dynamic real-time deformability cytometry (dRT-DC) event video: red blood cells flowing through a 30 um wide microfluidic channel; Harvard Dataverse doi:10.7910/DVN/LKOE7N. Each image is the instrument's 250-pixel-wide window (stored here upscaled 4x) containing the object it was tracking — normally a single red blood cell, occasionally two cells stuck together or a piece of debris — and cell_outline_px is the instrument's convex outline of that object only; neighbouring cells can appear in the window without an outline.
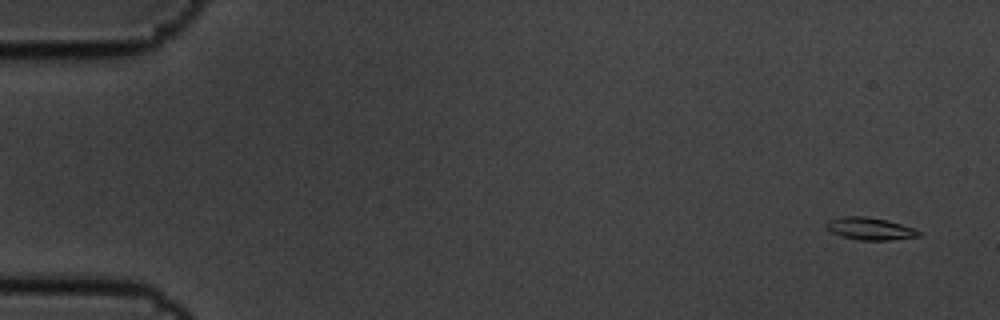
{"species": "common noctule bat (a hibernating species)", "species_latin": "Nyctalus noctula", "temperature_condition": "cold", "stored_images_in_passage": 4, "camera_frame_rate_fps": 3000, "um_per_image_px": 0.085, "animal": {"sex": "male", "body_mass_g": 19.5, "forearm_length_mm": 54.6}, "frame": {"image": 1, "passage_image": 1, "time_ms": 0.0, "image_size_px": [1000, 320], "cell_outline_px": [[924, 232], [920, 236], [888, 240], [860, 240], [840, 236], [824, 228], [824, 224], [828, 220], [844, 216], [864, 216], [888, 220], [916, 228]], "centroid_in_image_um": [73.96, 19.43], "position_along_channel_um": 11.0, "area_um2": 12.31}}